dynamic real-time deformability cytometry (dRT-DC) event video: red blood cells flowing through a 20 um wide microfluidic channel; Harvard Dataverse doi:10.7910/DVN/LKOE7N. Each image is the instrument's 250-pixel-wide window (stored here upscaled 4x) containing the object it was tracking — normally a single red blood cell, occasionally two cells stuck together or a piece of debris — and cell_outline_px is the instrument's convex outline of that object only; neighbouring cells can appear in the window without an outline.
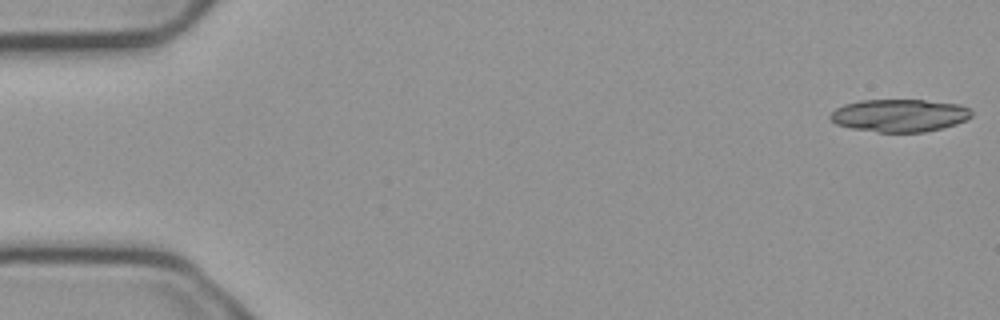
{"species": "common noctule bat (a hibernating species)", "species_latin": "Nyctalus noctula", "temperature_condition": "cold", "stored_images_in_passage": 12, "camera_frame_rate_fps": 3000, "um_per_image_px": 0.085, "animal": {"sex": "male", "body_mass_g": 23.1, "forearm_length_mm": 52.7}, "frame": {"image": 1, "passage_image": 1, "time_ms": 0.0, "image_size_px": [1000, 320], "cell_outline_px": [[972, 116], [956, 124], [924, 132], [876, 132], [852, 128], [836, 124], [828, 116], [836, 108], [844, 104], [860, 100], [924, 100], [960, 104], [968, 108], [972, 112]], "centroid_in_image_um": [76.44, 9.81], "position_along_channel_um": 8.6, "area_um2": 26.82}}